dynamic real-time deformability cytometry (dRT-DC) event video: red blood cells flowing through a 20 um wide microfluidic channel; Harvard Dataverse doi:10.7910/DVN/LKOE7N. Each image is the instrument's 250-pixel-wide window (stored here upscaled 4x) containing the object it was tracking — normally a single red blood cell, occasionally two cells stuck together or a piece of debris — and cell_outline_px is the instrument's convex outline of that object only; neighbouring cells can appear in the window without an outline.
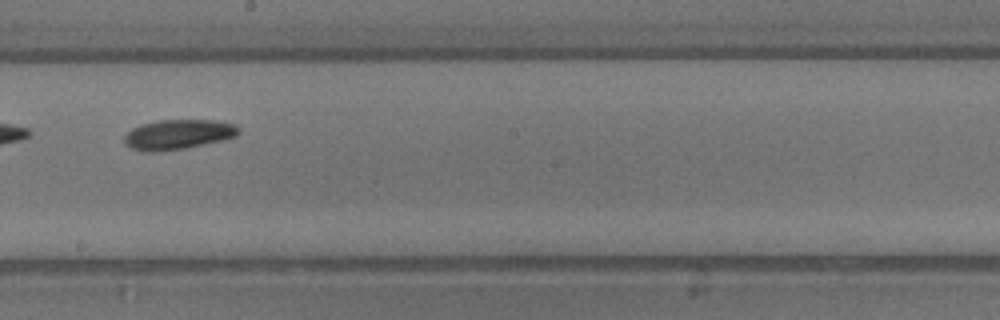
{"species": "common noctule bat (a hibernating species)", "species_latin": "Nyctalus noctula", "temperature_condition": "warm", "stored_images_in_passage": 30, "segment_of_instrument_passage": [2, 2], "camera_frame_rate_fps": 3000, "um_per_image_px": 0.085, "animal": {"sex": "male", "body_mass_g": 13.3}, "frame": {"image": 1, "passage_image": 15, "time_ms": 4.667, "image_size_px": [1000, 320], "cell_outline_px": [[240, 132], [236, 136], [204, 144], [184, 148], [156, 152], [148, 152], [132, 148], [124, 144], [124, 136], [132, 128], [140, 124], [160, 120], [216, 120], [236, 124], [240, 128]], "centroid_in_image_um": [15.14, 11.42], "position_along_channel_um": 233.1, "area_um2": 19.88}}
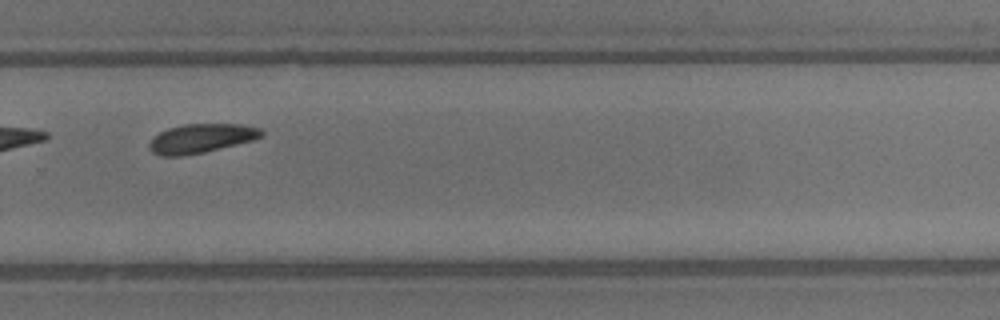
{"frame": {"image": 2, "passage_image": 19, "time_ms": 6.0, "image_size_px": [1000, 320], "cell_outline_px": [[264, 136], [252, 140], [204, 152], [180, 156], [160, 156], [152, 152], [148, 148], [148, 144], [152, 136], [168, 128], [184, 124], [240, 124], [260, 128], [264, 132]], "centroid_in_image_um": [17.06, 11.76], "position_along_channel_um": 312.7, "area_um2": 19.07}}
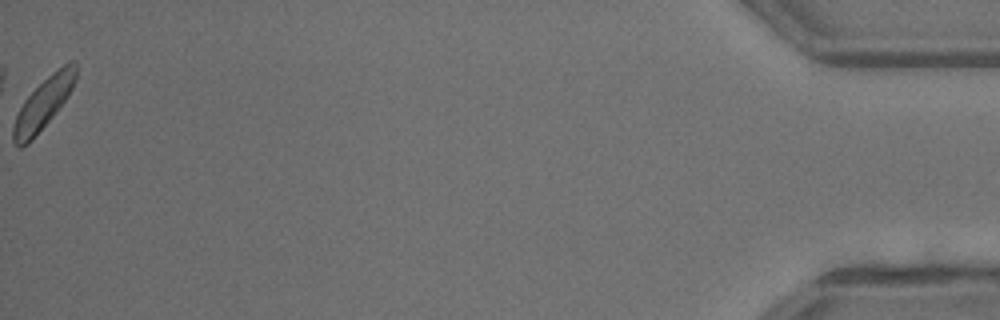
{"frame": {"image": 3, "passage_image": 30, "time_ms": 9.667, "image_size_px": [1000, 320], "cell_outline_px": [[76, 80], [68, 96], [52, 116], [32, 140], [28, 144], [20, 148], [16, 148], [12, 140], [12, 128], [16, 116], [24, 100], [52, 72], [68, 60], [76, 60]], "centroid_in_image_um": [3.68, 8.81], "position_along_channel_um": 431.5, "area_um2": 18.55}}